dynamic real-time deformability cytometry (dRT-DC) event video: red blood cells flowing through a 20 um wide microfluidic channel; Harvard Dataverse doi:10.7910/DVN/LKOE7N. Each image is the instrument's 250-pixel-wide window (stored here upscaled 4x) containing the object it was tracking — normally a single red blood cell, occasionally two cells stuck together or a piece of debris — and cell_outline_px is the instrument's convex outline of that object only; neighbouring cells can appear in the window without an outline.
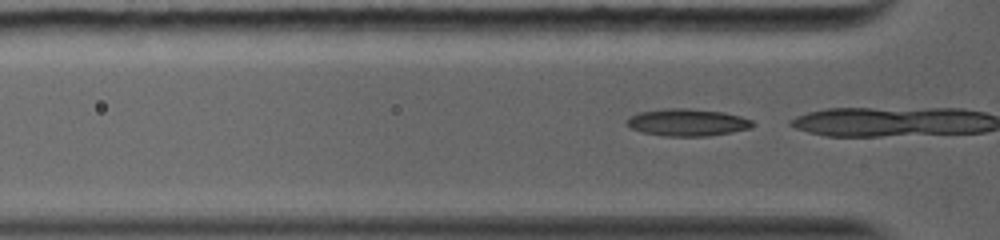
{"species": "common noctule bat (a hibernating species)", "species_latin": "Nyctalus noctula", "temperature_condition": "warm", "stored_images_in_passage": 7, "camera_frame_rate_fps": 5000, "um_per_image_px": 0.085, "animal": {"sex": "female", "body_mass_g": 19.0, "forearm_length_mm": 56.7}, "frame": {"image": 1, "passage_image": 2, "time_ms": 0.2, "image_size_px": [1000, 240], "cell_outline_px": [[756, 124], [748, 128], [732, 132], [708, 136], [664, 136], [640, 132], [632, 128], [628, 124], [628, 120], [636, 112], [664, 108], [688, 108], [724, 112], [740, 116], [752, 120]], "centroid_in_image_um": [58.43, 10.4], "position_along_channel_um": 67.4, "area_um2": 19.94}}